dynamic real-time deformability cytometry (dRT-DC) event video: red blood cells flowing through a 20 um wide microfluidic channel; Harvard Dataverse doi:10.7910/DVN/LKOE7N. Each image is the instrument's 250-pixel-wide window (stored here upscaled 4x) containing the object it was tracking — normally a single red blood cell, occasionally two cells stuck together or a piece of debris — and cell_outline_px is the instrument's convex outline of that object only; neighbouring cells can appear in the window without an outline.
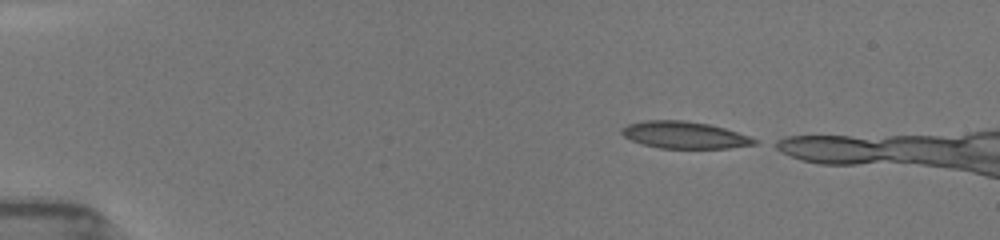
{"species": "common noctule bat (a hibernating species)", "species_latin": "Nyctalus noctula", "temperature_condition": "room temperature", "stored_images_in_passage": 6, "camera_frame_rate_fps": 3000, "um_per_image_px": 0.085, "animal": {"sex": "female", "body_mass_g": 19.5, "forearm_length_mm": 54.1}, "frame": {"image": 1, "passage_image": 1, "time_ms": 0.0, "image_size_px": [1000, 240], "cell_outline_px": [[760, 140], [756, 144], [728, 148], [660, 148], [644, 144], [632, 140], [624, 136], [620, 132], [620, 128], [628, 124], [648, 120], [684, 120], [708, 124], [724, 128]], "centroid_in_image_um": [58.17, 11.47], "position_along_channel_um": 26.8, "area_um2": 20.69}}